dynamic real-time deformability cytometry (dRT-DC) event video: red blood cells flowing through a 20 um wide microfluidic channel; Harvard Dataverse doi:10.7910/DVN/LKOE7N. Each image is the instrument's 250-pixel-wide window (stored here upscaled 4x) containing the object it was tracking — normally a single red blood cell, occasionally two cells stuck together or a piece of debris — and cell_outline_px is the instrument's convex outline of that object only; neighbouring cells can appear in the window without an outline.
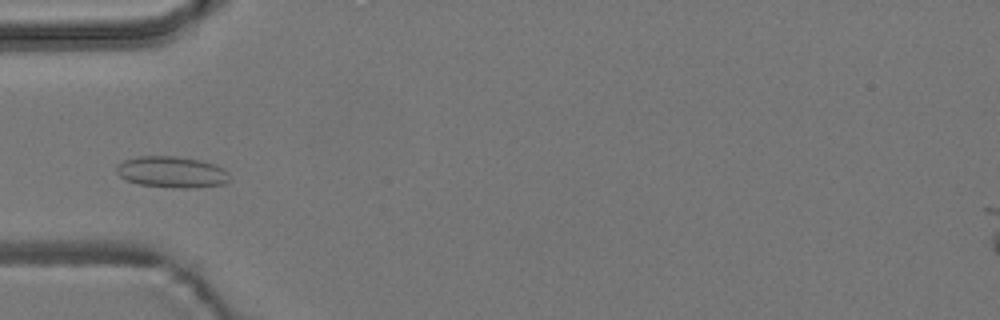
{"species": "common noctule bat (a hibernating species)", "species_latin": "Nyctalus noctula", "temperature_condition": "room temperature", "stored_images_in_passage": 4, "camera_frame_rate_fps": 3000, "um_per_image_px": 0.085, "animal": {"sex": "male", "body_mass_g": 19.2, "forearm_length_mm": 51.8}, "frame": {"image": 1, "passage_image": 4, "time_ms": 1.0, "image_size_px": [1000, 320], "cell_outline_px": [[228, 180], [224, 184], [196, 188], [172, 188], [140, 184], [128, 180], [120, 176], [116, 172], [116, 168], [124, 160], [136, 156], [176, 156], [200, 160], [216, 164], [224, 168], [228, 172]], "centroid_in_image_um": [14.63, 14.62], "position_along_channel_um": 70.4, "area_um2": 20.69}}